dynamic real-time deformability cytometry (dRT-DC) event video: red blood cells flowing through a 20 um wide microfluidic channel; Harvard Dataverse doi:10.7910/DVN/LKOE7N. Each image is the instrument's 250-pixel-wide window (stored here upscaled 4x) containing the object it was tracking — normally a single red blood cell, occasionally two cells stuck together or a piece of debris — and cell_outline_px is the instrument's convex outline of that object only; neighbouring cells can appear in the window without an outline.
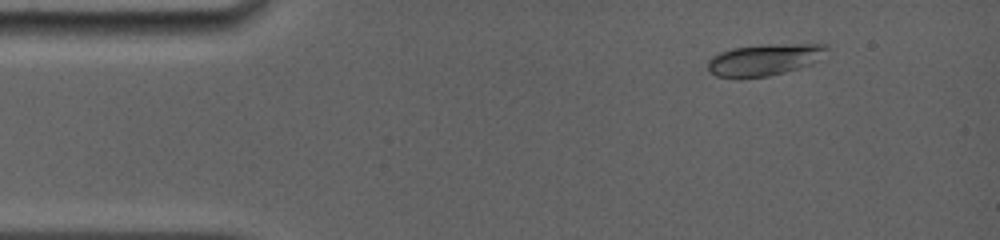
{"species": "common noctule bat (a hibernating species)", "species_latin": "Nyctalus noctula", "temperature_condition": "room temperature", "stored_images_in_passage": 27, "camera_frame_rate_fps": 5000, "um_per_image_px": 0.085, "animal": {"sex": "female", "body_mass_g": 19.0, "forearm_length_mm": 56.7}, "frame": {"image": 1, "passage_image": 4, "time_ms": 1.6, "image_size_px": [1000, 240], "cell_outline_px": [[828, 48], [820, 60], [812, 64], [784, 72], [768, 76], [740, 80], [716, 76], [708, 72], [708, 60], [712, 56], [720, 52], [732, 48], [764, 44], [828, 44]], "centroid_in_image_um": [64.94, 5.1], "position_along_channel_um": 20.1, "area_um2": 22.48}}
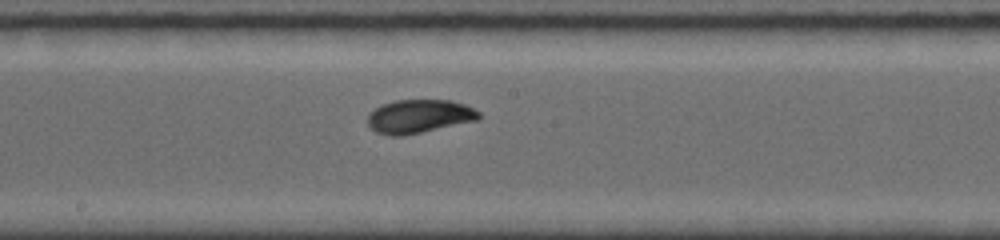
{"frame": {"image": 2, "passage_image": 15, "time_ms": 8.4, "image_size_px": [1000, 240], "cell_outline_px": [[480, 120], [404, 136], [392, 136], [376, 132], [368, 124], [368, 116], [376, 108], [384, 104], [396, 100], [452, 100], [464, 104], [480, 112]], "centroid_in_image_um": [35.67, 9.9], "position_along_channel_um": 212.5, "area_um2": 21.73}}
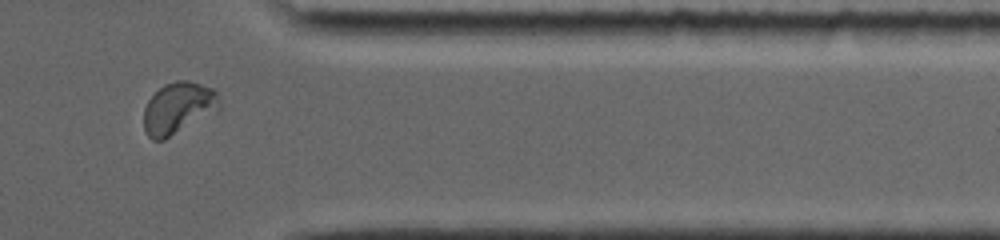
{"frame": {"image": 3, "passage_image": 23, "time_ms": 13.2, "image_size_px": [1000, 240], "cell_outline_px": [[220, 112], [164, 140], [152, 140], [144, 132], [144, 108], [148, 100], [164, 84], [176, 80], [184, 80], [200, 84], [212, 88], [216, 92], [220, 108]], "centroid_in_image_um": [15.17, 9.22], "position_along_channel_um": 396.2, "area_um2": 23.18}, "authors_computed_cell_mechanics": {"area_um2": 21.7328, "velocity_mm_per_s": 3.8767, "shape_relaxation_time_tau1_ms": 3.4614, "shape_relaxation_time_tau2_ms": 0.3663, "deformation_change_tau1": 0.1193, "deformation_change_tau2": 0.037}}